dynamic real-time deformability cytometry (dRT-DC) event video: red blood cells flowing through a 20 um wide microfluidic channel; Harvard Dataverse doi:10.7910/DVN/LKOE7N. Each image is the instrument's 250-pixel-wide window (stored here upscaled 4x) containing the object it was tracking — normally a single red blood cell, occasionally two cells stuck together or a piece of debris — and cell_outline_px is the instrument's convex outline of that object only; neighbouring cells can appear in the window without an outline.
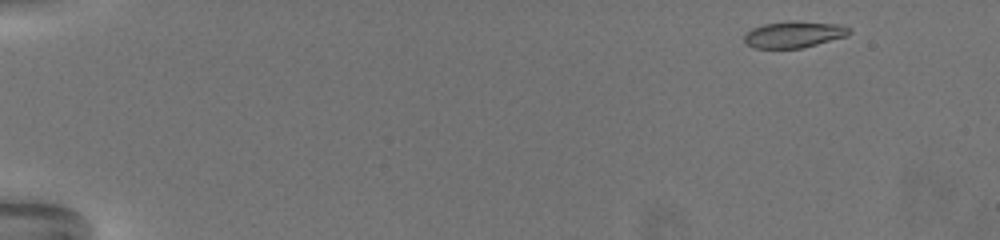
{"species": "common noctule bat (a hibernating species)", "species_latin": "Nyctalus noctula", "temperature_condition": "warm", "stored_images_in_passage": 65, "camera_frame_rate_fps": 3000, "um_per_image_px": 0.085, "animal": {"sex": "female", "body_mass_g": 19.5, "forearm_length_mm": 54.1}, "frame": {"image": 1, "passage_image": 1, "time_ms": 0.0, "image_size_px": [1000, 240], "cell_outline_px": [[852, 32], [848, 36], [800, 48], [752, 48], [744, 44], [744, 36], [752, 28], [764, 24], [792, 20], [840, 24], [852, 28]], "centroid_in_image_um": [67.5, 2.92], "position_along_channel_um": 17.5, "area_um2": 16.42}}
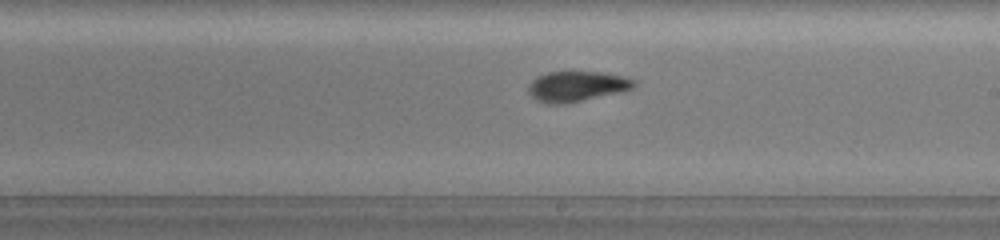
{"frame": {"image": 2, "passage_image": 38, "time_ms": 12.333, "image_size_px": [1000, 240], "cell_outline_px": [[636, 84], [632, 88], [616, 92], [564, 104], [548, 104], [536, 100], [528, 92], [528, 84], [536, 76], [548, 72], [600, 72], [624, 76], [636, 80]], "centroid_in_image_um": [48.97, 7.33], "position_along_channel_um": 240.0, "area_um2": 18.44}}
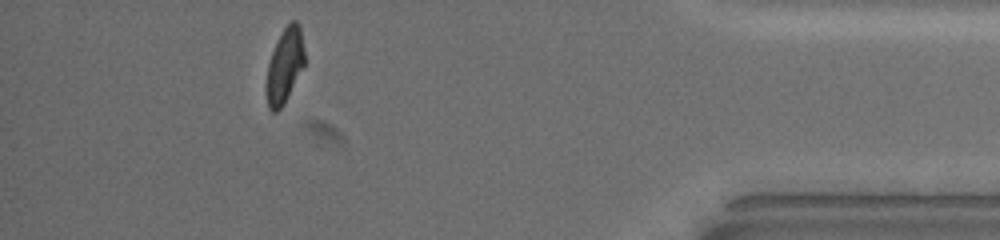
{"frame": {"image": 3, "passage_image": 59, "time_ms": 19.333, "image_size_px": [1000, 240], "cell_outline_px": [[304, 64], [284, 104], [276, 112], [272, 112], [268, 108], [264, 88], [268, 64], [272, 52], [284, 28], [292, 20], [296, 20], [300, 24], [304, 48]], "centroid_in_image_um": [24.17, 5.61], "position_along_channel_um": 411.0, "area_um2": 16.65}, "authors_computed_cell_mechanics": {"area_um2": 17.5134, "velocity_mm_per_s": 3.0434, "shape_relaxation_time_tau1_ms": 5.2688, "shape_relaxation_time_tau2_ms": 2.0013, "deformation_change_tau1": 0.1891, "deformation_change_tau2": 0.0809}}